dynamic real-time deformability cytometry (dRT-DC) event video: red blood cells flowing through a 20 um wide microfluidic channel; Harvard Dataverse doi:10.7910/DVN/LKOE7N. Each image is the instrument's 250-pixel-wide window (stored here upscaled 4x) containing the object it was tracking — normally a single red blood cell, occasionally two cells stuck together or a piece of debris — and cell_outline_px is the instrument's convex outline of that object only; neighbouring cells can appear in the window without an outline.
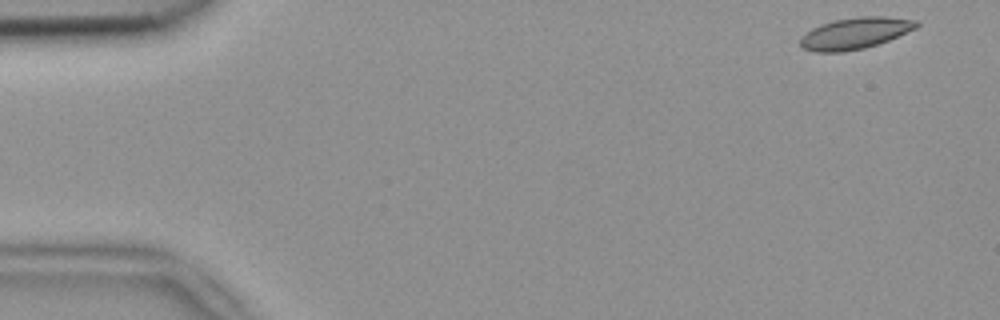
{"species": "common noctule bat (a hibernating species)", "species_latin": "Nyctalus noctula", "temperature_condition": "room temperature", "stored_images_in_passage": 8, "camera_frame_rate_fps": 3000, "um_per_image_px": 0.085, "animal": {"sex": "female", "body_mass_g": 18.4}, "frame": {"image": 1, "passage_image": 1, "time_ms": 0.0, "image_size_px": [1000, 320], "cell_outline_px": [[920, 24], [916, 28], [888, 40], [864, 48], [844, 52], [816, 52], [804, 48], [800, 44], [800, 36], [812, 28], [836, 20], [860, 16], [884, 16], [916, 20]], "centroid_in_image_um": [72.68, 2.83], "position_along_channel_um": 12.3, "area_um2": 21.04}}
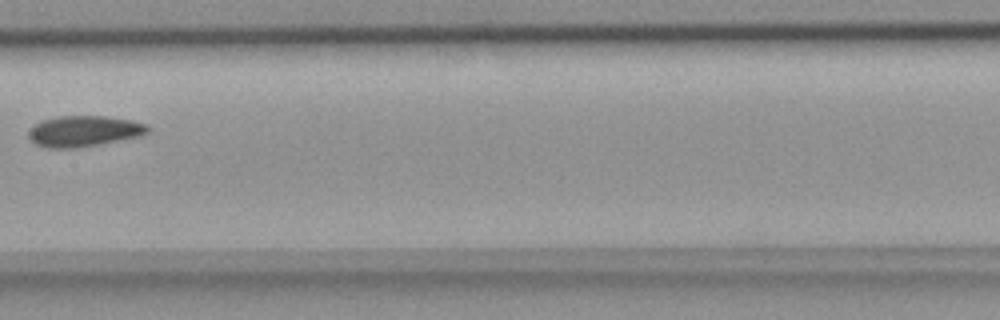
{"frame": {"image": 2, "passage_image": 7, "time_ms": 2.0, "image_size_px": [1000, 320], "cell_outline_px": [[148, 132], [140, 136], [76, 148], [48, 148], [36, 144], [28, 136], [28, 132], [32, 124], [44, 120], [60, 116], [104, 116], [132, 120], [148, 124]], "centroid_in_image_um": [7.12, 11.14], "position_along_channel_um": 200.3, "area_um2": 21.33}}
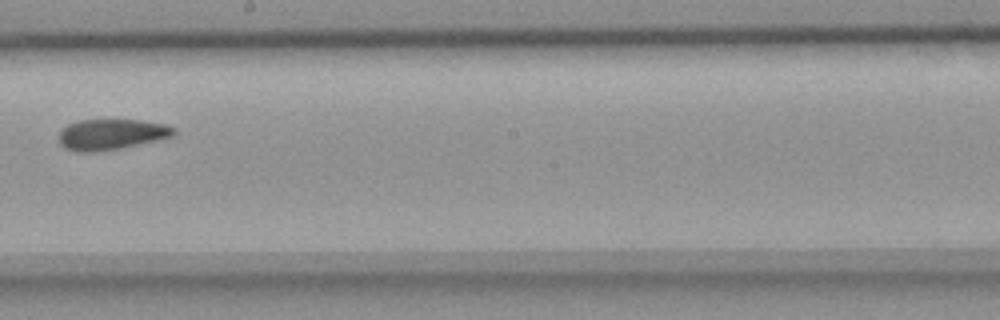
{"frame": {"image": 3, "passage_image": 8, "time_ms": 2.333, "image_size_px": [1000, 320], "cell_outline_px": [[176, 132], [172, 136], [156, 140], [120, 148], [92, 152], [80, 152], [64, 148], [60, 144], [60, 132], [68, 124], [76, 120], [140, 120], [164, 124], [176, 128]], "centroid_in_image_um": [9.45, 11.41], "position_along_channel_um": 238.7, "area_um2": 20.35}}